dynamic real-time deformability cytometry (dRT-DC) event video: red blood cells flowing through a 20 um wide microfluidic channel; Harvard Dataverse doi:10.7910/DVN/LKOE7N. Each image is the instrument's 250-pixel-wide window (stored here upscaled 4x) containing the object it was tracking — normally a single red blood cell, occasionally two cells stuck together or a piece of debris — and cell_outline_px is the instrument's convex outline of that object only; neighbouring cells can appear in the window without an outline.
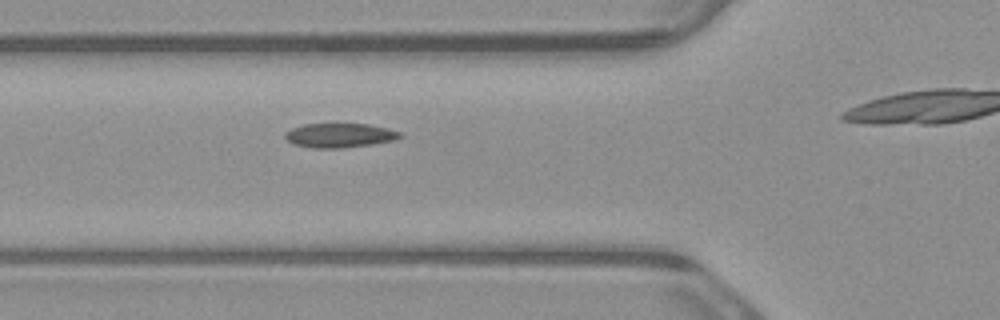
{"species": "common noctule bat (a hibernating species)", "species_latin": "Nyctalus noctula", "temperature_condition": "warm", "stored_images_in_passage": 5, "camera_frame_rate_fps": 3000, "um_per_image_px": 0.085, "animal": {"sex": "male", "body_mass_g": 23.1, "forearm_length_mm": 52.7}, "frame": {"image": 1, "passage_image": 4, "time_ms": 1.0, "image_size_px": [1000, 320], "cell_outline_px": [[404, 136], [396, 140], [372, 144], [340, 148], [312, 148], [292, 144], [284, 136], [284, 132], [292, 128], [304, 124], [368, 124], [388, 128], [400, 132]], "centroid_in_image_um": [28.87, 11.51], "position_along_channel_um": 96.9, "area_um2": 16.36}}